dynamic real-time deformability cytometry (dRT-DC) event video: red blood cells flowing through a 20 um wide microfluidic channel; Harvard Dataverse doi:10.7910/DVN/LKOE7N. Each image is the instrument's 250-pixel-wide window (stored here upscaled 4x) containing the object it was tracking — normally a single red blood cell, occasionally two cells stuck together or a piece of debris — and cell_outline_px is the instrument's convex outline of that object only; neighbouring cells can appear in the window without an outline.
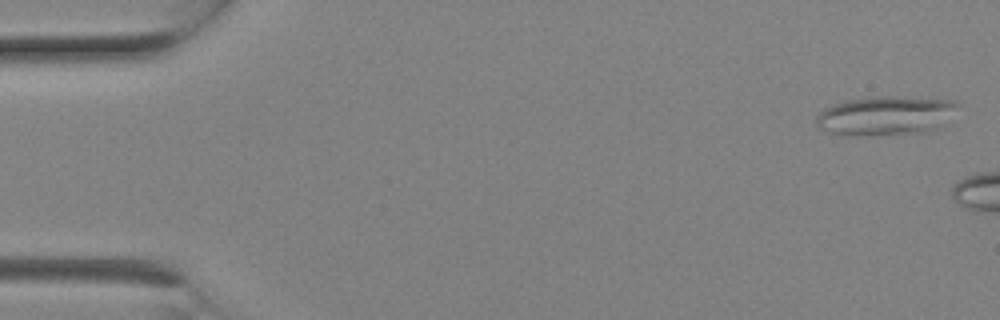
{"species": "Egyptian fruit bat (a non-hibernating species)", "species_latin": "Rousettus aegyptiacus", "temperature_condition": "room temperature", "stored_images_in_passage": 2, "camera_frame_rate_fps": 3000, "um_per_image_px": 0.085, "animal": {"sex": "female"}, "frame": {"image": 1, "passage_image": 2, "time_ms": 0.333, "image_size_px": [1000, 320], "cell_outline_px": [[960, 104], [944, 124], [924, 132], [832, 132], [816, 128], [816, 116], [824, 108], [848, 100], [868, 96], [896, 96], [956, 100]], "centroid_in_image_um": [75.33, 9.75], "position_along_channel_um": 9.7, "area_um2": 30.92}}